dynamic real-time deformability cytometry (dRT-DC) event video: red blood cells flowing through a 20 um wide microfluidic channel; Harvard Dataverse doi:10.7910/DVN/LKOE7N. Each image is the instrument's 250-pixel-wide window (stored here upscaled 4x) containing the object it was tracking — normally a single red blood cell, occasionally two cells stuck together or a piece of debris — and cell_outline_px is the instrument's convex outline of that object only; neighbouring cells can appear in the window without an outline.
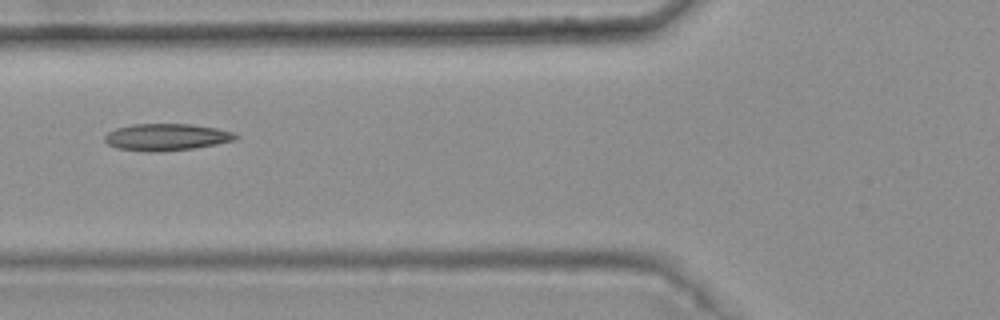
{"species": "common noctule bat (a hibernating species)", "species_latin": "Nyctalus noctula", "temperature_condition": "warm", "stored_images_in_passage": 8, "camera_frame_rate_fps": 3000, "um_per_image_px": 0.085, "animal": {"sex": "female", "body_mass_g": 25.1}, "frame": {"image": 1, "passage_image": 5, "time_ms": 1.333, "image_size_px": [1000, 320], "cell_outline_px": [[240, 136], [236, 140], [216, 144], [192, 148], [156, 152], [148, 152], [116, 148], [108, 144], [104, 140], [104, 136], [108, 132], [116, 128], [132, 124], [192, 124], [216, 128], [236, 132]], "centroid_in_image_um": [14.16, 11.65], "position_along_channel_um": 111.6, "area_um2": 20.63}}
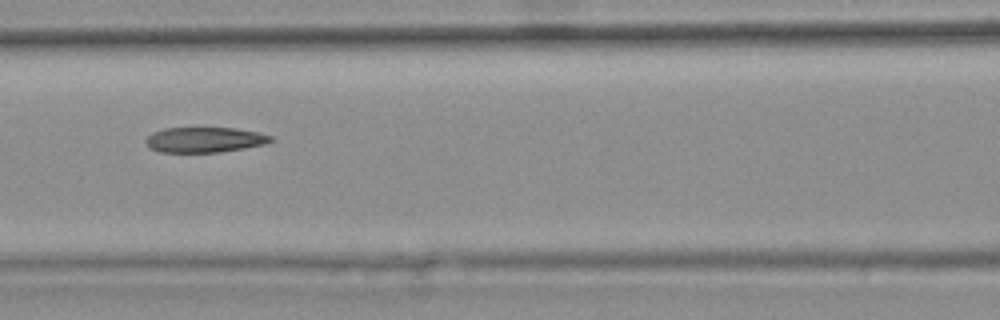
{"frame": {"image": 2, "passage_image": 6, "time_ms": 1.667, "image_size_px": [1000, 320], "cell_outline_px": [[276, 140], [264, 144], [244, 148], [220, 152], [160, 152], [148, 148], [144, 140], [152, 132], [164, 128], [236, 128], [256, 132], [272, 136]], "centroid_in_image_um": [17.37, 11.88], "position_along_channel_um": 149.2, "area_um2": 18.5}}
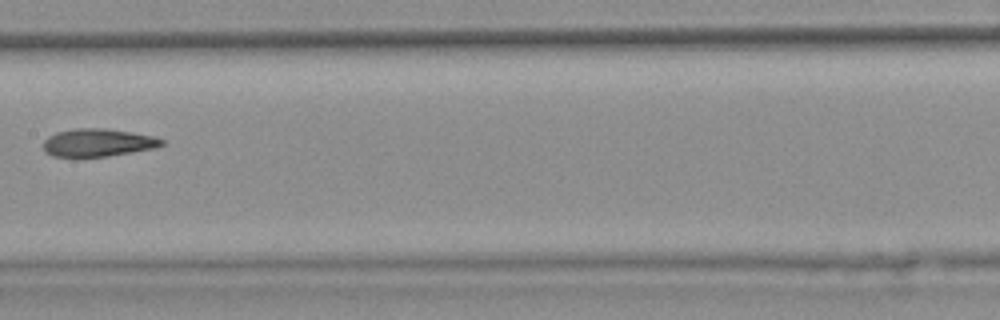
{"frame": {"image": 3, "passage_image": 7, "time_ms": 2.0, "image_size_px": [1000, 320], "cell_outline_px": [[164, 144], [156, 148], [108, 156], [52, 156], [44, 152], [44, 140], [48, 136], [56, 132], [76, 128], [104, 128], [132, 132], [156, 136], [164, 140]], "centroid_in_image_um": [8.35, 12.11], "position_along_channel_um": 199.1, "area_um2": 19.25}}